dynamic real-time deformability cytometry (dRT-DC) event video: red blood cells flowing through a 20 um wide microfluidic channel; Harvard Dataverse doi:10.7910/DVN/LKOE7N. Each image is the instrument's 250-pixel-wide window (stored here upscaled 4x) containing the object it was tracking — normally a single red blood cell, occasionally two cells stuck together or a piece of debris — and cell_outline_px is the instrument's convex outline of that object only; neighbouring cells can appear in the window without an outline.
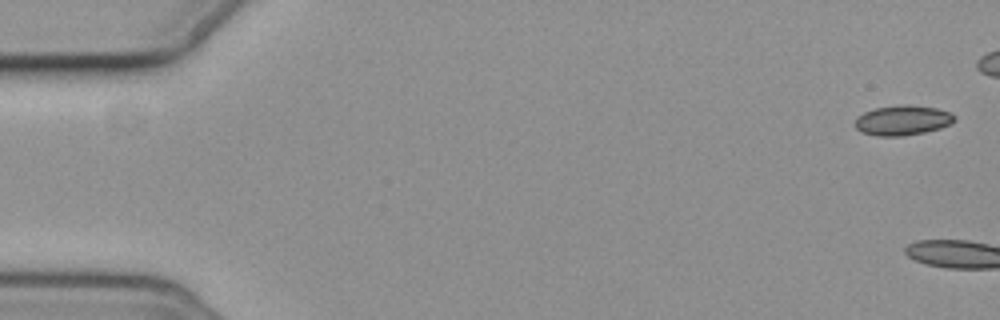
{"species": "common noctule bat (a hibernating species)", "species_latin": "Nyctalus noctula", "temperature_condition": "cold", "stored_images_in_passage": 3, "camera_frame_rate_fps": 3000, "um_per_image_px": 0.085, "animal": {"sex": "female", "body_mass_g": 19.3, "forearm_length_mm": 54.1}, "frame": {"image": 1, "passage_image": 1, "time_ms": 0.0, "image_size_px": [1000, 320], "cell_outline_px": [[956, 120], [940, 128], [924, 132], [904, 136], [876, 136], [860, 132], [852, 124], [856, 116], [864, 112], [876, 108], [900, 104], [908, 104], [936, 108], [952, 112], [956, 116]], "centroid_in_image_um": [76.68, 10.22], "position_along_channel_um": 8.3, "area_um2": 17.69}}